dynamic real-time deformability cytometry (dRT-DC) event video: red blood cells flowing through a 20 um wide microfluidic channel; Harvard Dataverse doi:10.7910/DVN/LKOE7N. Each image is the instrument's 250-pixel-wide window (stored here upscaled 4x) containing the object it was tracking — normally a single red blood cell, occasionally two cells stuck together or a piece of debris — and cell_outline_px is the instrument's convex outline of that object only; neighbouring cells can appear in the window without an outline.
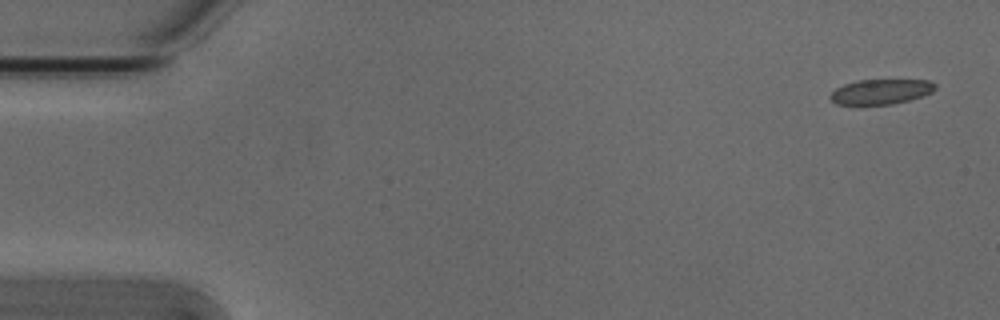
{"species": "Egyptian fruit bat (a non-hibernating species)", "species_latin": "Rousettus aegyptiacus", "temperature_condition": "cold", "stored_images_in_passage": 8, "camera_frame_rate_fps": 3000, "um_per_image_px": 0.085, "animal": {"sex": "male"}, "frame": {"image": 1, "passage_image": 1, "time_ms": 0.0, "image_size_px": [1000, 320], "cell_outline_px": [[936, 88], [932, 92], [924, 96], [892, 104], [836, 104], [828, 96], [836, 88], [844, 84], [860, 80], [928, 80], [936, 84]], "centroid_in_image_um": [74.89, 7.79], "position_along_channel_um": 10.1, "area_um2": 15.2}}
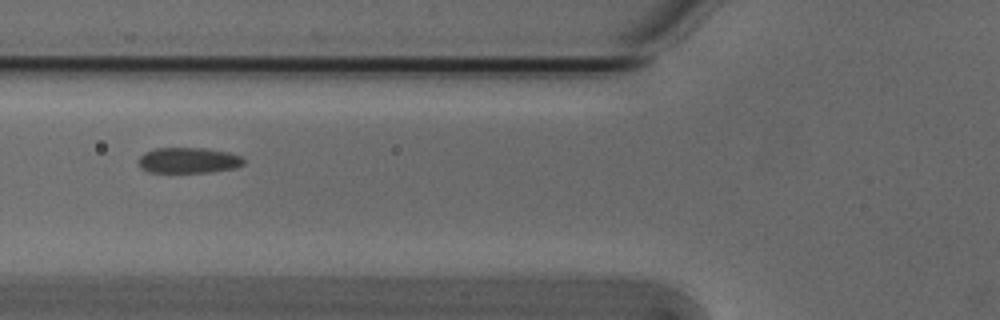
{"frame": {"image": 2, "passage_image": 6, "time_ms": 1.667, "image_size_px": [1000, 320], "cell_outline_px": [[244, 164], [236, 168], [212, 172], [148, 172], [140, 168], [140, 156], [144, 152], [156, 148], [204, 148], [228, 152], [240, 156], [244, 160]], "centroid_in_image_um": [16.03, 13.63], "position_along_channel_um": 109.8, "area_um2": 15.72}}
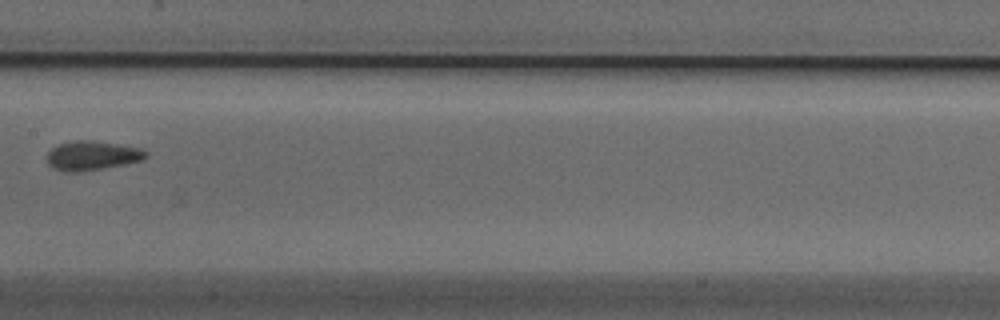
{"frame": {"image": 3, "passage_image": 8, "time_ms": 2.333, "image_size_px": [1000, 320], "cell_outline_px": [[148, 156], [144, 160], [124, 164], [76, 172], [64, 172], [52, 168], [48, 164], [48, 152], [52, 148], [60, 144], [76, 140], [92, 140], [140, 148], [148, 152]], "centroid_in_image_um": [7.83, 13.23], "position_along_channel_um": 199.6, "area_um2": 16.7}}